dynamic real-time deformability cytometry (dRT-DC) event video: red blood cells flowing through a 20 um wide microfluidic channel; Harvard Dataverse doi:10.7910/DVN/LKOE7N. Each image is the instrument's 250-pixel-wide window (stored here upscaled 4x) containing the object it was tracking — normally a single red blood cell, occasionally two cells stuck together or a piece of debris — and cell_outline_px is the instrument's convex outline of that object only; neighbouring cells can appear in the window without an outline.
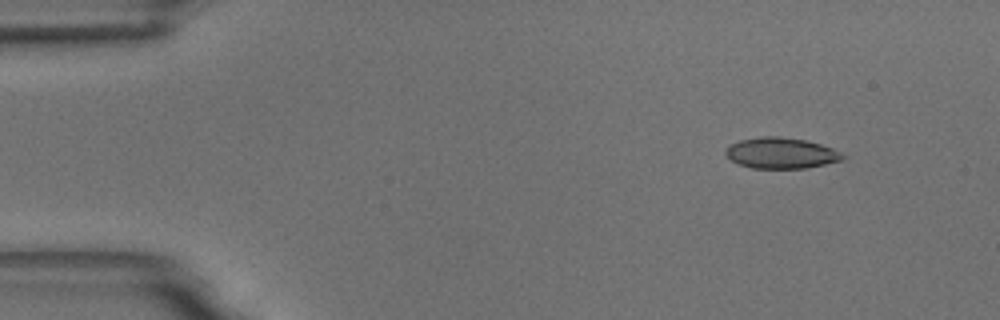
{"species": "common noctule bat (a hibernating species)", "species_latin": "Nyctalus noctula", "temperature_condition": "room temperature", "stored_images_in_passage": 50, "camera_frame_rate_fps": 3000, "um_per_image_px": 0.085, "animal": {"sex": "male", "body_mass_g": 18.8}, "frame": {"image": 1, "passage_image": 1, "time_ms": 0.0, "image_size_px": [1000, 320], "cell_outline_px": [[848, 156], [844, 160], [808, 168], [752, 168], [740, 164], [732, 160], [724, 152], [732, 144], [740, 140], [760, 136], [780, 136], [804, 140], [820, 144], [832, 148]], "centroid_in_image_um": [66.45, 13.01], "position_along_channel_um": 18.5, "area_um2": 21.04}}
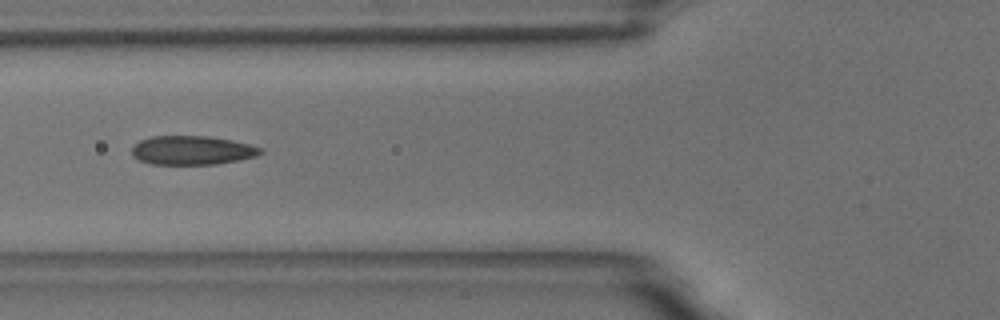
{"frame": {"image": 2, "passage_image": 16, "time_ms": 5.0, "image_size_px": [1000, 320], "cell_outline_px": [[264, 152], [256, 156], [240, 160], [216, 164], [152, 164], [140, 160], [132, 156], [132, 148], [140, 140], [152, 136], [208, 136], [232, 140], [248, 144], [260, 148]], "centroid_in_image_um": [16.33, 12.77], "position_along_channel_um": 109.5, "area_um2": 21.62}}
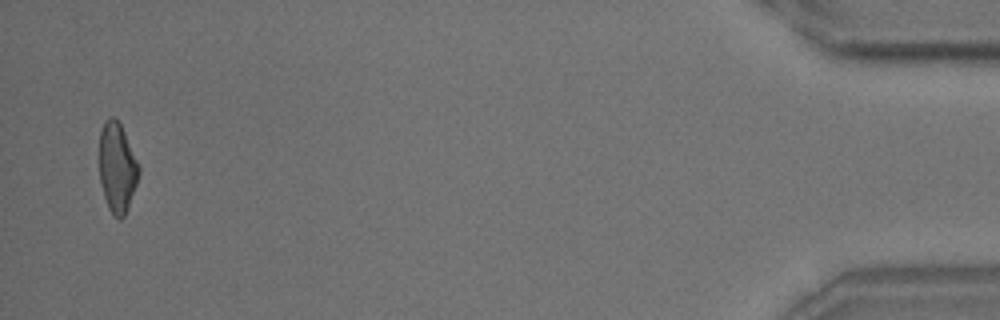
{"frame": {"image": 3, "passage_image": 49, "time_ms": 16.0, "image_size_px": [1000, 320], "cell_outline_px": [[140, 172], [136, 184], [124, 216], [120, 220], [112, 216], [108, 208], [100, 184], [100, 132], [104, 120], [108, 116], [112, 116], [120, 124], [124, 132], [140, 168]], "centroid_in_image_um": [9.94, 14.26], "position_along_channel_um": 425.3, "area_um2": 20.46}, "authors_computed_cell_mechanics": {"area_um2": 21.5594, "velocity_mm_per_s": 3.6447, "shape_relaxation_time_tau1_ms": 3.7358, "shape_relaxation_time_tau2_ms": 1.4341, "deformation_change_tau1": 0.1314, "deformation_change_tau2": 0.0746}}